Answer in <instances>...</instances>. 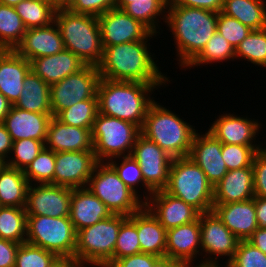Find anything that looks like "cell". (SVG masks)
Instances as JSON below:
<instances>
[{
	"label": "cell",
	"instance_id": "6da1fadb",
	"mask_svg": "<svg viewBox=\"0 0 266 267\" xmlns=\"http://www.w3.org/2000/svg\"><path fill=\"white\" fill-rule=\"evenodd\" d=\"M145 40L103 47L101 63L97 66L101 78L162 84L169 81L158 70L147 50Z\"/></svg>",
	"mask_w": 266,
	"mask_h": 267
},
{
	"label": "cell",
	"instance_id": "7a4b0ae2",
	"mask_svg": "<svg viewBox=\"0 0 266 267\" xmlns=\"http://www.w3.org/2000/svg\"><path fill=\"white\" fill-rule=\"evenodd\" d=\"M158 85L161 84L101 78L97 88L98 112L132 122L141 129L147 111L154 102L150 97L147 98L148 92Z\"/></svg>",
	"mask_w": 266,
	"mask_h": 267
},
{
	"label": "cell",
	"instance_id": "3957f363",
	"mask_svg": "<svg viewBox=\"0 0 266 267\" xmlns=\"http://www.w3.org/2000/svg\"><path fill=\"white\" fill-rule=\"evenodd\" d=\"M167 24L175 35L181 66H187L217 31L218 12L168 5Z\"/></svg>",
	"mask_w": 266,
	"mask_h": 267
},
{
	"label": "cell",
	"instance_id": "277c9868",
	"mask_svg": "<svg viewBox=\"0 0 266 267\" xmlns=\"http://www.w3.org/2000/svg\"><path fill=\"white\" fill-rule=\"evenodd\" d=\"M64 48L74 53L85 65L98 66L103 45L97 17L57 9L54 16Z\"/></svg>",
	"mask_w": 266,
	"mask_h": 267
},
{
	"label": "cell",
	"instance_id": "5b68a950",
	"mask_svg": "<svg viewBox=\"0 0 266 267\" xmlns=\"http://www.w3.org/2000/svg\"><path fill=\"white\" fill-rule=\"evenodd\" d=\"M140 130L173 159L189 156L196 133L192 126L155 101L150 105Z\"/></svg>",
	"mask_w": 266,
	"mask_h": 267
},
{
	"label": "cell",
	"instance_id": "8992f818",
	"mask_svg": "<svg viewBox=\"0 0 266 267\" xmlns=\"http://www.w3.org/2000/svg\"><path fill=\"white\" fill-rule=\"evenodd\" d=\"M164 191L183 200L200 214L213 209L214 187L189 156L173 159Z\"/></svg>",
	"mask_w": 266,
	"mask_h": 267
},
{
	"label": "cell",
	"instance_id": "52a82bcc",
	"mask_svg": "<svg viewBox=\"0 0 266 267\" xmlns=\"http://www.w3.org/2000/svg\"><path fill=\"white\" fill-rule=\"evenodd\" d=\"M127 218L125 215L113 214L77 231L74 258L80 267L83 263L106 267L113 261L118 232Z\"/></svg>",
	"mask_w": 266,
	"mask_h": 267
},
{
	"label": "cell",
	"instance_id": "ba28073f",
	"mask_svg": "<svg viewBox=\"0 0 266 267\" xmlns=\"http://www.w3.org/2000/svg\"><path fill=\"white\" fill-rule=\"evenodd\" d=\"M76 235L69 216L27 215L26 243L50 251L57 257L74 258Z\"/></svg>",
	"mask_w": 266,
	"mask_h": 267
},
{
	"label": "cell",
	"instance_id": "9c48e42d",
	"mask_svg": "<svg viewBox=\"0 0 266 267\" xmlns=\"http://www.w3.org/2000/svg\"><path fill=\"white\" fill-rule=\"evenodd\" d=\"M98 162L89 178L87 187L97 196L112 214L129 217L142 207L139 197L118 176L115 169L107 162ZM102 163V164H101ZM96 172V173H95Z\"/></svg>",
	"mask_w": 266,
	"mask_h": 267
},
{
	"label": "cell",
	"instance_id": "30bf717a",
	"mask_svg": "<svg viewBox=\"0 0 266 267\" xmlns=\"http://www.w3.org/2000/svg\"><path fill=\"white\" fill-rule=\"evenodd\" d=\"M91 133L93 152L97 161L101 162L104 157L107 159L109 157V159L119 158L126 150H130L127 155H131L141 130L132 122L98 112Z\"/></svg>",
	"mask_w": 266,
	"mask_h": 267
},
{
	"label": "cell",
	"instance_id": "8fae6325",
	"mask_svg": "<svg viewBox=\"0 0 266 267\" xmlns=\"http://www.w3.org/2000/svg\"><path fill=\"white\" fill-rule=\"evenodd\" d=\"M100 79L97 66L85 65L80 71L50 85L52 116L80 101L98 99L97 88Z\"/></svg>",
	"mask_w": 266,
	"mask_h": 267
},
{
	"label": "cell",
	"instance_id": "7c38bea8",
	"mask_svg": "<svg viewBox=\"0 0 266 267\" xmlns=\"http://www.w3.org/2000/svg\"><path fill=\"white\" fill-rule=\"evenodd\" d=\"M131 155L141 168L149 194L164 190L173 158L141 133L137 136Z\"/></svg>",
	"mask_w": 266,
	"mask_h": 267
},
{
	"label": "cell",
	"instance_id": "4fadbf2b",
	"mask_svg": "<svg viewBox=\"0 0 266 267\" xmlns=\"http://www.w3.org/2000/svg\"><path fill=\"white\" fill-rule=\"evenodd\" d=\"M97 19L103 47L147 40V37L155 34L142 22L116 7L103 13Z\"/></svg>",
	"mask_w": 266,
	"mask_h": 267
},
{
	"label": "cell",
	"instance_id": "5bb4252c",
	"mask_svg": "<svg viewBox=\"0 0 266 267\" xmlns=\"http://www.w3.org/2000/svg\"><path fill=\"white\" fill-rule=\"evenodd\" d=\"M97 163L93 151L56 152L54 185L72 189L86 187Z\"/></svg>",
	"mask_w": 266,
	"mask_h": 267
},
{
	"label": "cell",
	"instance_id": "9a60e30c",
	"mask_svg": "<svg viewBox=\"0 0 266 267\" xmlns=\"http://www.w3.org/2000/svg\"><path fill=\"white\" fill-rule=\"evenodd\" d=\"M71 195L70 187L40 184L33 188L29 185L25 205L26 214L54 218L69 216Z\"/></svg>",
	"mask_w": 266,
	"mask_h": 267
},
{
	"label": "cell",
	"instance_id": "2e32d148",
	"mask_svg": "<svg viewBox=\"0 0 266 267\" xmlns=\"http://www.w3.org/2000/svg\"><path fill=\"white\" fill-rule=\"evenodd\" d=\"M221 151L222 142L211 133L207 132L203 136L195 133L189 157L203 170L213 187L228 172Z\"/></svg>",
	"mask_w": 266,
	"mask_h": 267
},
{
	"label": "cell",
	"instance_id": "e0dca14e",
	"mask_svg": "<svg viewBox=\"0 0 266 267\" xmlns=\"http://www.w3.org/2000/svg\"><path fill=\"white\" fill-rule=\"evenodd\" d=\"M152 195L151 203L145 196L147 201L144 204L166 230L194 222L199 218L200 213L195 208L164 190L153 192Z\"/></svg>",
	"mask_w": 266,
	"mask_h": 267
},
{
	"label": "cell",
	"instance_id": "ac0fdd59",
	"mask_svg": "<svg viewBox=\"0 0 266 267\" xmlns=\"http://www.w3.org/2000/svg\"><path fill=\"white\" fill-rule=\"evenodd\" d=\"M201 247L207 253L233 259L240 240L213 212L200 214Z\"/></svg>",
	"mask_w": 266,
	"mask_h": 267
},
{
	"label": "cell",
	"instance_id": "d6986e66",
	"mask_svg": "<svg viewBox=\"0 0 266 267\" xmlns=\"http://www.w3.org/2000/svg\"><path fill=\"white\" fill-rule=\"evenodd\" d=\"M51 25L28 28L15 51L29 62L35 58L62 52L65 48L60 31L56 24V28Z\"/></svg>",
	"mask_w": 266,
	"mask_h": 267
},
{
	"label": "cell",
	"instance_id": "ffe728a7",
	"mask_svg": "<svg viewBox=\"0 0 266 267\" xmlns=\"http://www.w3.org/2000/svg\"><path fill=\"white\" fill-rule=\"evenodd\" d=\"M92 129L67 125L52 116L45 144L46 149L56 152L93 151Z\"/></svg>",
	"mask_w": 266,
	"mask_h": 267
},
{
	"label": "cell",
	"instance_id": "44dd1931",
	"mask_svg": "<svg viewBox=\"0 0 266 267\" xmlns=\"http://www.w3.org/2000/svg\"><path fill=\"white\" fill-rule=\"evenodd\" d=\"M212 211L239 240H247L259 227L254 198L242 202L213 204Z\"/></svg>",
	"mask_w": 266,
	"mask_h": 267
},
{
	"label": "cell",
	"instance_id": "7402d4cb",
	"mask_svg": "<svg viewBox=\"0 0 266 267\" xmlns=\"http://www.w3.org/2000/svg\"><path fill=\"white\" fill-rule=\"evenodd\" d=\"M199 246H201L200 215L194 222L167 230L165 257L190 267L192 258L199 252L197 251Z\"/></svg>",
	"mask_w": 266,
	"mask_h": 267
},
{
	"label": "cell",
	"instance_id": "603a6c76",
	"mask_svg": "<svg viewBox=\"0 0 266 267\" xmlns=\"http://www.w3.org/2000/svg\"><path fill=\"white\" fill-rule=\"evenodd\" d=\"M111 215V211L87 187L72 189L69 218L76 232Z\"/></svg>",
	"mask_w": 266,
	"mask_h": 267
},
{
	"label": "cell",
	"instance_id": "cb8c5ba5",
	"mask_svg": "<svg viewBox=\"0 0 266 267\" xmlns=\"http://www.w3.org/2000/svg\"><path fill=\"white\" fill-rule=\"evenodd\" d=\"M52 114L29 112L14 105L2 122L12 141L31 138L45 144Z\"/></svg>",
	"mask_w": 266,
	"mask_h": 267
},
{
	"label": "cell",
	"instance_id": "d4e9b609",
	"mask_svg": "<svg viewBox=\"0 0 266 267\" xmlns=\"http://www.w3.org/2000/svg\"><path fill=\"white\" fill-rule=\"evenodd\" d=\"M252 198H254L253 167L228 171L222 180L214 186V204L242 202Z\"/></svg>",
	"mask_w": 266,
	"mask_h": 267
},
{
	"label": "cell",
	"instance_id": "484cf974",
	"mask_svg": "<svg viewBox=\"0 0 266 267\" xmlns=\"http://www.w3.org/2000/svg\"><path fill=\"white\" fill-rule=\"evenodd\" d=\"M30 70V62L15 50H6L0 56V93L12 105L19 99L24 78Z\"/></svg>",
	"mask_w": 266,
	"mask_h": 267
},
{
	"label": "cell",
	"instance_id": "4316f807",
	"mask_svg": "<svg viewBox=\"0 0 266 267\" xmlns=\"http://www.w3.org/2000/svg\"><path fill=\"white\" fill-rule=\"evenodd\" d=\"M31 70L49 86L80 71L85 64L71 51L64 49L52 56L35 58L30 61Z\"/></svg>",
	"mask_w": 266,
	"mask_h": 267
},
{
	"label": "cell",
	"instance_id": "83f0119b",
	"mask_svg": "<svg viewBox=\"0 0 266 267\" xmlns=\"http://www.w3.org/2000/svg\"><path fill=\"white\" fill-rule=\"evenodd\" d=\"M259 124L230 114L220 116L208 130L216 139L225 144H238L254 146L252 140L255 137Z\"/></svg>",
	"mask_w": 266,
	"mask_h": 267
},
{
	"label": "cell",
	"instance_id": "f1b7e54d",
	"mask_svg": "<svg viewBox=\"0 0 266 267\" xmlns=\"http://www.w3.org/2000/svg\"><path fill=\"white\" fill-rule=\"evenodd\" d=\"M136 228L141 252L165 257L167 230L145 205L136 212Z\"/></svg>",
	"mask_w": 266,
	"mask_h": 267
},
{
	"label": "cell",
	"instance_id": "f546056e",
	"mask_svg": "<svg viewBox=\"0 0 266 267\" xmlns=\"http://www.w3.org/2000/svg\"><path fill=\"white\" fill-rule=\"evenodd\" d=\"M20 97L15 107L29 112L52 114L50 104V86L32 70L23 81Z\"/></svg>",
	"mask_w": 266,
	"mask_h": 267
},
{
	"label": "cell",
	"instance_id": "4dcf8cb0",
	"mask_svg": "<svg viewBox=\"0 0 266 267\" xmlns=\"http://www.w3.org/2000/svg\"><path fill=\"white\" fill-rule=\"evenodd\" d=\"M30 184L22 170L4 165L0 169V206L25 207Z\"/></svg>",
	"mask_w": 266,
	"mask_h": 267
},
{
	"label": "cell",
	"instance_id": "1f68e13d",
	"mask_svg": "<svg viewBox=\"0 0 266 267\" xmlns=\"http://www.w3.org/2000/svg\"><path fill=\"white\" fill-rule=\"evenodd\" d=\"M221 12L252 30L266 28V7L262 0H224Z\"/></svg>",
	"mask_w": 266,
	"mask_h": 267
},
{
	"label": "cell",
	"instance_id": "d6a6232c",
	"mask_svg": "<svg viewBox=\"0 0 266 267\" xmlns=\"http://www.w3.org/2000/svg\"><path fill=\"white\" fill-rule=\"evenodd\" d=\"M169 0H115V7L142 22L153 33H156L154 19L163 9H167Z\"/></svg>",
	"mask_w": 266,
	"mask_h": 267
},
{
	"label": "cell",
	"instance_id": "836d02e7",
	"mask_svg": "<svg viewBox=\"0 0 266 267\" xmlns=\"http://www.w3.org/2000/svg\"><path fill=\"white\" fill-rule=\"evenodd\" d=\"M27 214L25 207L0 206V238L18 244L26 243Z\"/></svg>",
	"mask_w": 266,
	"mask_h": 267
},
{
	"label": "cell",
	"instance_id": "e575fe53",
	"mask_svg": "<svg viewBox=\"0 0 266 267\" xmlns=\"http://www.w3.org/2000/svg\"><path fill=\"white\" fill-rule=\"evenodd\" d=\"M26 30L15 8L0 3V48L15 50Z\"/></svg>",
	"mask_w": 266,
	"mask_h": 267
},
{
	"label": "cell",
	"instance_id": "d590c367",
	"mask_svg": "<svg viewBox=\"0 0 266 267\" xmlns=\"http://www.w3.org/2000/svg\"><path fill=\"white\" fill-rule=\"evenodd\" d=\"M14 8L27 29L55 24L56 9L47 0H22Z\"/></svg>",
	"mask_w": 266,
	"mask_h": 267
},
{
	"label": "cell",
	"instance_id": "8d00e7d4",
	"mask_svg": "<svg viewBox=\"0 0 266 267\" xmlns=\"http://www.w3.org/2000/svg\"><path fill=\"white\" fill-rule=\"evenodd\" d=\"M98 113V99H87L60 111L55 117L64 124L92 129Z\"/></svg>",
	"mask_w": 266,
	"mask_h": 267
},
{
	"label": "cell",
	"instance_id": "74e56055",
	"mask_svg": "<svg viewBox=\"0 0 266 267\" xmlns=\"http://www.w3.org/2000/svg\"><path fill=\"white\" fill-rule=\"evenodd\" d=\"M236 57L266 67V28L252 30L235 49Z\"/></svg>",
	"mask_w": 266,
	"mask_h": 267
},
{
	"label": "cell",
	"instance_id": "f35d334b",
	"mask_svg": "<svg viewBox=\"0 0 266 267\" xmlns=\"http://www.w3.org/2000/svg\"><path fill=\"white\" fill-rule=\"evenodd\" d=\"M141 252L136 228V212L130 215L118 232L113 261Z\"/></svg>",
	"mask_w": 266,
	"mask_h": 267
},
{
	"label": "cell",
	"instance_id": "ab89813d",
	"mask_svg": "<svg viewBox=\"0 0 266 267\" xmlns=\"http://www.w3.org/2000/svg\"><path fill=\"white\" fill-rule=\"evenodd\" d=\"M55 152L45 147L23 171L28 182L31 179L40 184L54 185Z\"/></svg>",
	"mask_w": 266,
	"mask_h": 267
},
{
	"label": "cell",
	"instance_id": "60d3db41",
	"mask_svg": "<svg viewBox=\"0 0 266 267\" xmlns=\"http://www.w3.org/2000/svg\"><path fill=\"white\" fill-rule=\"evenodd\" d=\"M235 57V49L223 36L217 31L207 42L202 51L187 65H200L201 63H210L222 61Z\"/></svg>",
	"mask_w": 266,
	"mask_h": 267
},
{
	"label": "cell",
	"instance_id": "b9f144b4",
	"mask_svg": "<svg viewBox=\"0 0 266 267\" xmlns=\"http://www.w3.org/2000/svg\"><path fill=\"white\" fill-rule=\"evenodd\" d=\"M44 147L42 141L31 138L13 141L11 151L14 152L15 158H11L9 162L5 161V165L24 171Z\"/></svg>",
	"mask_w": 266,
	"mask_h": 267
},
{
	"label": "cell",
	"instance_id": "7bdbcfd3",
	"mask_svg": "<svg viewBox=\"0 0 266 267\" xmlns=\"http://www.w3.org/2000/svg\"><path fill=\"white\" fill-rule=\"evenodd\" d=\"M260 147L222 143V158L228 171L252 167L254 156Z\"/></svg>",
	"mask_w": 266,
	"mask_h": 267
},
{
	"label": "cell",
	"instance_id": "ee69618b",
	"mask_svg": "<svg viewBox=\"0 0 266 267\" xmlns=\"http://www.w3.org/2000/svg\"><path fill=\"white\" fill-rule=\"evenodd\" d=\"M56 257L41 247L22 243L17 250L14 267H49Z\"/></svg>",
	"mask_w": 266,
	"mask_h": 267
},
{
	"label": "cell",
	"instance_id": "f6af8a7d",
	"mask_svg": "<svg viewBox=\"0 0 266 267\" xmlns=\"http://www.w3.org/2000/svg\"><path fill=\"white\" fill-rule=\"evenodd\" d=\"M252 31L248 26L243 25L236 18L230 17L218 12L217 32L232 45L234 49L247 37Z\"/></svg>",
	"mask_w": 266,
	"mask_h": 267
},
{
	"label": "cell",
	"instance_id": "bcb514c9",
	"mask_svg": "<svg viewBox=\"0 0 266 267\" xmlns=\"http://www.w3.org/2000/svg\"><path fill=\"white\" fill-rule=\"evenodd\" d=\"M225 267H266V254L247 240H240L233 259Z\"/></svg>",
	"mask_w": 266,
	"mask_h": 267
},
{
	"label": "cell",
	"instance_id": "7dc6e473",
	"mask_svg": "<svg viewBox=\"0 0 266 267\" xmlns=\"http://www.w3.org/2000/svg\"><path fill=\"white\" fill-rule=\"evenodd\" d=\"M123 161L118 166L115 161L108 163L115 169L119 178L133 191L137 194L135 190V185L139 182H143L145 187L146 183L144 182L141 168L138 162L132 157V155H124ZM115 162V164H114Z\"/></svg>",
	"mask_w": 266,
	"mask_h": 267
},
{
	"label": "cell",
	"instance_id": "c3c4849f",
	"mask_svg": "<svg viewBox=\"0 0 266 267\" xmlns=\"http://www.w3.org/2000/svg\"><path fill=\"white\" fill-rule=\"evenodd\" d=\"M112 8H115V0H73L67 9L77 14L99 17Z\"/></svg>",
	"mask_w": 266,
	"mask_h": 267
},
{
	"label": "cell",
	"instance_id": "681fc988",
	"mask_svg": "<svg viewBox=\"0 0 266 267\" xmlns=\"http://www.w3.org/2000/svg\"><path fill=\"white\" fill-rule=\"evenodd\" d=\"M252 167L254 171V197H266V149L256 153Z\"/></svg>",
	"mask_w": 266,
	"mask_h": 267
},
{
	"label": "cell",
	"instance_id": "f907efd6",
	"mask_svg": "<svg viewBox=\"0 0 266 267\" xmlns=\"http://www.w3.org/2000/svg\"><path fill=\"white\" fill-rule=\"evenodd\" d=\"M152 254L143 252L127 256L115 261H111L106 267H154V263L159 259Z\"/></svg>",
	"mask_w": 266,
	"mask_h": 267
},
{
	"label": "cell",
	"instance_id": "816d5d0a",
	"mask_svg": "<svg viewBox=\"0 0 266 267\" xmlns=\"http://www.w3.org/2000/svg\"><path fill=\"white\" fill-rule=\"evenodd\" d=\"M224 0H169L168 5L196 7L213 12H220Z\"/></svg>",
	"mask_w": 266,
	"mask_h": 267
},
{
	"label": "cell",
	"instance_id": "f5cc1de1",
	"mask_svg": "<svg viewBox=\"0 0 266 267\" xmlns=\"http://www.w3.org/2000/svg\"><path fill=\"white\" fill-rule=\"evenodd\" d=\"M18 243L0 238V267H14Z\"/></svg>",
	"mask_w": 266,
	"mask_h": 267
},
{
	"label": "cell",
	"instance_id": "db71d44e",
	"mask_svg": "<svg viewBox=\"0 0 266 267\" xmlns=\"http://www.w3.org/2000/svg\"><path fill=\"white\" fill-rule=\"evenodd\" d=\"M13 141L3 123H0V158L5 162L7 153L11 152Z\"/></svg>",
	"mask_w": 266,
	"mask_h": 267
},
{
	"label": "cell",
	"instance_id": "11a10c76",
	"mask_svg": "<svg viewBox=\"0 0 266 267\" xmlns=\"http://www.w3.org/2000/svg\"><path fill=\"white\" fill-rule=\"evenodd\" d=\"M247 241L266 254V227H258Z\"/></svg>",
	"mask_w": 266,
	"mask_h": 267
},
{
	"label": "cell",
	"instance_id": "9f6ffc18",
	"mask_svg": "<svg viewBox=\"0 0 266 267\" xmlns=\"http://www.w3.org/2000/svg\"><path fill=\"white\" fill-rule=\"evenodd\" d=\"M256 220L259 227H266V197H254Z\"/></svg>",
	"mask_w": 266,
	"mask_h": 267
},
{
	"label": "cell",
	"instance_id": "6f0895ef",
	"mask_svg": "<svg viewBox=\"0 0 266 267\" xmlns=\"http://www.w3.org/2000/svg\"><path fill=\"white\" fill-rule=\"evenodd\" d=\"M49 267H80L75 258L72 257H56Z\"/></svg>",
	"mask_w": 266,
	"mask_h": 267
},
{
	"label": "cell",
	"instance_id": "680465c9",
	"mask_svg": "<svg viewBox=\"0 0 266 267\" xmlns=\"http://www.w3.org/2000/svg\"><path fill=\"white\" fill-rule=\"evenodd\" d=\"M154 267H185L181 262L169 257H160L155 263Z\"/></svg>",
	"mask_w": 266,
	"mask_h": 267
},
{
	"label": "cell",
	"instance_id": "91938a15",
	"mask_svg": "<svg viewBox=\"0 0 266 267\" xmlns=\"http://www.w3.org/2000/svg\"><path fill=\"white\" fill-rule=\"evenodd\" d=\"M12 106L8 99L0 93V123L4 121Z\"/></svg>",
	"mask_w": 266,
	"mask_h": 267
},
{
	"label": "cell",
	"instance_id": "94428289",
	"mask_svg": "<svg viewBox=\"0 0 266 267\" xmlns=\"http://www.w3.org/2000/svg\"><path fill=\"white\" fill-rule=\"evenodd\" d=\"M56 10L67 9L73 0H47Z\"/></svg>",
	"mask_w": 266,
	"mask_h": 267
},
{
	"label": "cell",
	"instance_id": "6125c7cd",
	"mask_svg": "<svg viewBox=\"0 0 266 267\" xmlns=\"http://www.w3.org/2000/svg\"><path fill=\"white\" fill-rule=\"evenodd\" d=\"M197 267H218V265L216 264L215 260L212 261L211 259V260H205L203 263L199 264Z\"/></svg>",
	"mask_w": 266,
	"mask_h": 267
},
{
	"label": "cell",
	"instance_id": "be15d7a7",
	"mask_svg": "<svg viewBox=\"0 0 266 267\" xmlns=\"http://www.w3.org/2000/svg\"><path fill=\"white\" fill-rule=\"evenodd\" d=\"M22 0H0L1 4L7 5V6H16L19 2Z\"/></svg>",
	"mask_w": 266,
	"mask_h": 267
},
{
	"label": "cell",
	"instance_id": "e7e4bbea",
	"mask_svg": "<svg viewBox=\"0 0 266 267\" xmlns=\"http://www.w3.org/2000/svg\"><path fill=\"white\" fill-rule=\"evenodd\" d=\"M5 165V162L0 158V169Z\"/></svg>",
	"mask_w": 266,
	"mask_h": 267
},
{
	"label": "cell",
	"instance_id": "03108f58",
	"mask_svg": "<svg viewBox=\"0 0 266 267\" xmlns=\"http://www.w3.org/2000/svg\"><path fill=\"white\" fill-rule=\"evenodd\" d=\"M6 50L3 48H0V56L5 52Z\"/></svg>",
	"mask_w": 266,
	"mask_h": 267
}]
</instances>
